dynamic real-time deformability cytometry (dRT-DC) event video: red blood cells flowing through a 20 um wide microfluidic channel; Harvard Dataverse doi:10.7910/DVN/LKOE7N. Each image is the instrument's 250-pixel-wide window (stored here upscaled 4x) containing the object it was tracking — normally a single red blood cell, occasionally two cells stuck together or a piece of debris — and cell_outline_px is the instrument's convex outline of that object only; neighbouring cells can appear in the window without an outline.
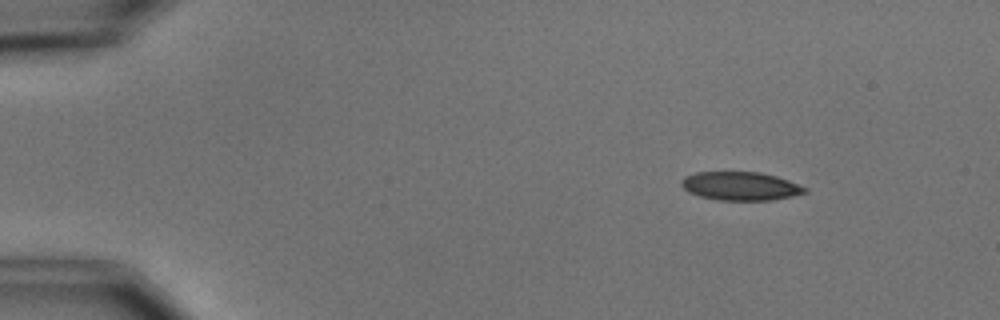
{"species": "common noctule bat (a hibernating species)", "species_latin": "Nyctalus noctula", "temperature_condition": "cold", "stored_images_in_passage": 7, "camera_frame_rate_fps": 3000, "um_per_image_px": 0.085, "animal": {"sex": "male", "body_mass_g": 15.6}, "frame": {"image": 1, "passage_image": 1, "time_ms": 0.0, "image_size_px": [1000, 320], "cell_outline_px": [[808, 192], [792, 196], [772, 200], [716, 200], [700, 196], [688, 192], [680, 184], [680, 180], [684, 176], [696, 172], [760, 172], [776, 176], [788, 180], [808, 188]], "centroid_in_image_um": [62.93, 15.81], "position_along_channel_um": 22.1, "area_um2": 20.63}}
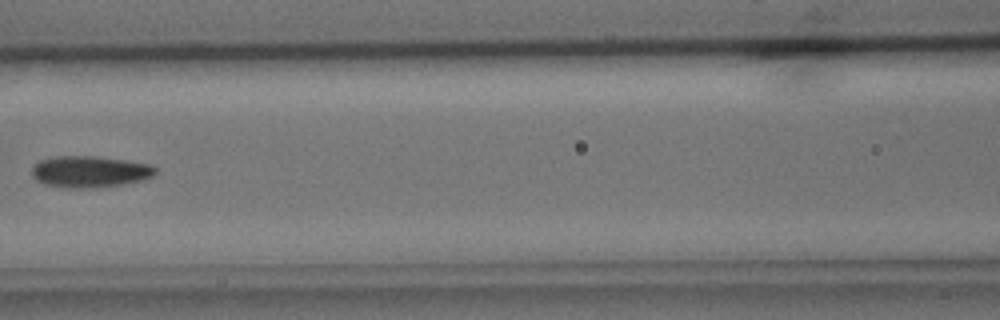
{"frame": {"image": 2, "passage_image": 6, "time_ms": 6.0, "image_size_px": [1000, 320], "cell_outline_px": [[156, 172], [152, 176], [140, 180], [120, 184], [84, 188], [64, 188], [44, 184], [36, 180], [32, 176], [32, 168], [40, 160], [56, 156], [96, 156], [152, 164], [156, 168]], "centroid_in_image_um": [7.6, 14.58], "position_along_channel_um": 159.0, "area_um2": 22.48}}
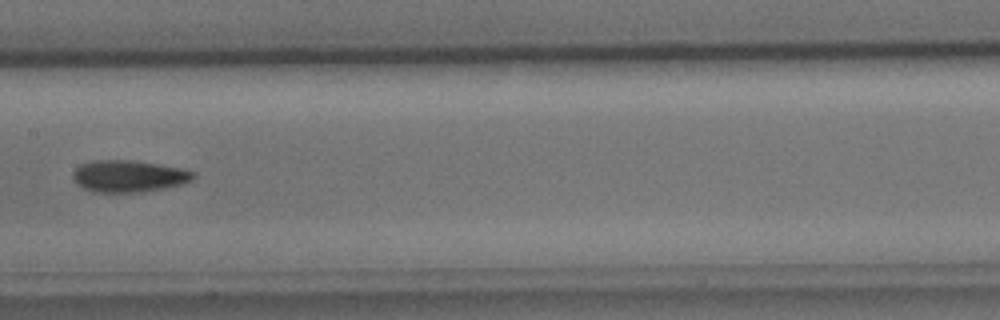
{"frame": {"image": 3, "passage_image": 7, "time_ms": 7.0, "image_size_px": [1000, 320], "cell_outline_px": [[196, 176], [192, 180], [184, 184], [164, 188], [136, 192], [96, 192], [84, 188], [76, 184], [72, 176], [72, 172], [80, 164], [92, 160], [128, 160], [156, 164], [180, 168], [196, 172]], "centroid_in_image_um": [10.93, 14.97], "position_along_channel_um": 196.5, "area_um2": 22.31}}